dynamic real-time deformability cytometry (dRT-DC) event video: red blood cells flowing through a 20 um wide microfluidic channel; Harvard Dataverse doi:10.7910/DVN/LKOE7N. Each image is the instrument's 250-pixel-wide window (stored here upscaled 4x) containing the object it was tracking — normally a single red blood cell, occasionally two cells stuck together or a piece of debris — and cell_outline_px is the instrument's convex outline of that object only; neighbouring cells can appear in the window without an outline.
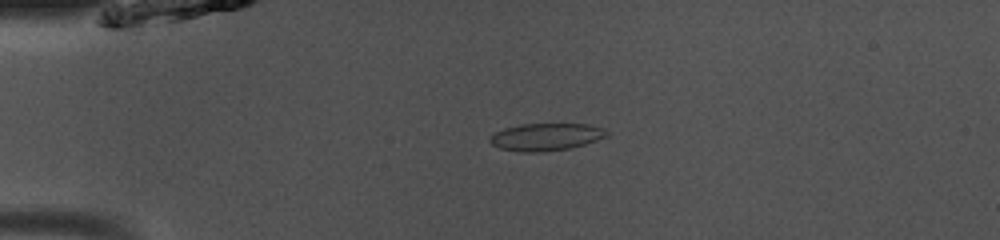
{"species": "common noctule bat (a hibernating species)", "species_latin": "Nyctalus noctula", "temperature_condition": "room temperature", "stored_images_in_passage": 42, "camera_frame_rate_fps": 3000, "um_per_image_px": 0.085, "animal": {"sex": "male", "body_mass_g": 13.0, "forearm_length_mm": 53.1}, "frame": {"image": 1, "passage_image": 5, "time_ms": 1.333, "image_size_px": [1000, 240], "cell_outline_px": [[608, 136], [584, 144], [568, 148], [544, 152], [524, 152], [500, 148], [492, 144], [488, 140], [496, 132], [504, 128], [520, 124], [588, 124], [604, 128], [608, 132]], "centroid_in_image_um": [46.42, 11.63], "position_along_channel_um": 38.6, "area_um2": 18.5}}
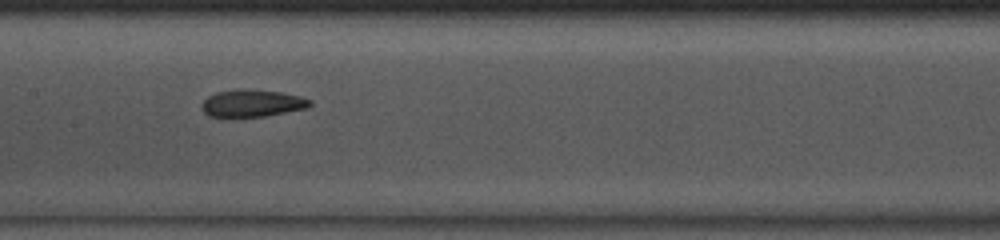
{"frame": {"image": 2, "passage_image": 18, "time_ms": 5.667, "image_size_px": [1000, 240], "cell_outline_px": [[312, 104], [308, 108], [264, 116], [208, 116], [200, 108], [200, 104], [208, 96], [216, 92], [280, 92], [300, 96], [312, 100]], "centroid_in_image_um": [21.45, 8.82], "position_along_channel_um": 185.9, "area_um2": 16.24}}
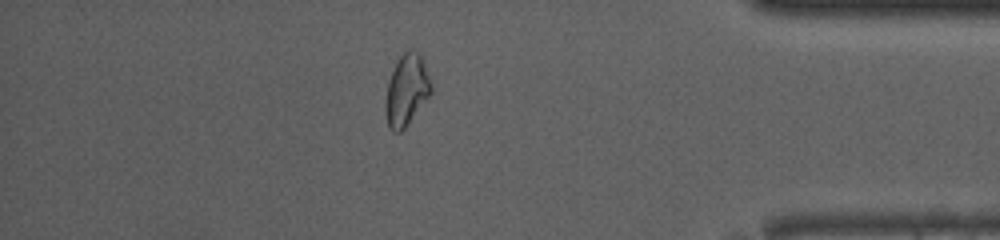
{"frame": {"image": 3, "passage_image": 36, "time_ms": 11.667, "image_size_px": [1000, 240], "cell_outline_px": [[432, 92], [408, 124], [400, 132], [392, 132], [388, 128], [384, 108], [384, 104], [388, 80], [396, 60], [408, 48], [416, 52], [420, 56], [432, 84]], "centroid_in_image_um": [34.52, 7.69], "position_along_channel_um": 400.7, "area_um2": 19.02}, "authors_computed_cell_mechanics": {"area_um2": 17.9469, "velocity_mm_per_s": 4.066, "shape_relaxation_time_tau1_ms": 10.3007, "shape_relaxation_time_tau2_ms": 2.2034, "deformation_change_tau1": 0.246, "deformation_change_tau2": 0.0758}}